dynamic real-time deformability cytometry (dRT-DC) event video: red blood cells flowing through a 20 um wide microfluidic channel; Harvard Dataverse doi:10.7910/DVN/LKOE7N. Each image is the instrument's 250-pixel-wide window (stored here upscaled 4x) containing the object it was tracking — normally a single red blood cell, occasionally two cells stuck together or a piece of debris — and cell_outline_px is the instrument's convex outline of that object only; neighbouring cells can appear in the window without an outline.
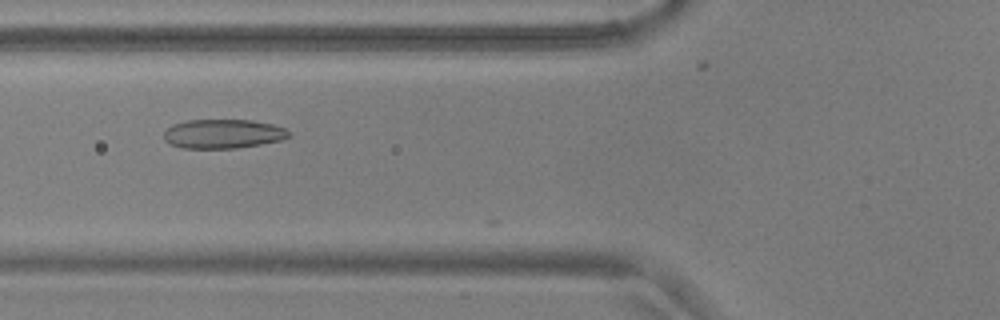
{"species": "common noctule bat (a hibernating species)", "species_latin": "Nyctalus noctula", "temperature_condition": "warm", "stored_images_in_passage": 55, "camera_frame_rate_fps": 3000, "um_per_image_px": 0.085, "animal": {"sex": "male", "body_mass_g": 17.9, "forearm_length_mm": 54.2}, "frame": {"image": 1, "passage_image": 21, "time_ms": 6.667, "image_size_px": [1000, 320], "cell_outline_px": [[288, 136], [280, 140], [260, 144], [236, 148], [180, 148], [164, 140], [164, 132], [172, 124], [188, 120], [252, 120], [272, 124], [284, 128], [288, 132]], "centroid_in_image_um": [18.91, 11.37], "position_along_channel_um": 106.9, "area_um2": 21.04}}
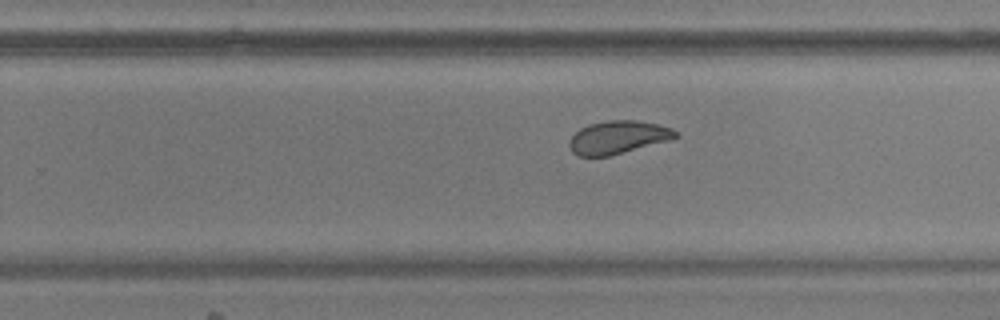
{"frame": {"image": 2, "passage_image": 35, "time_ms": 11.333, "image_size_px": [1000, 320], "cell_outline_px": [[680, 136], [672, 140], [608, 156], [580, 156], [572, 152], [568, 144], [568, 140], [580, 128], [588, 124], [608, 120], [636, 120], [656, 124], [672, 128]], "centroid_in_image_um": [52.53, 11.67], "position_along_channel_um": 277.3, "area_um2": 20.52}}
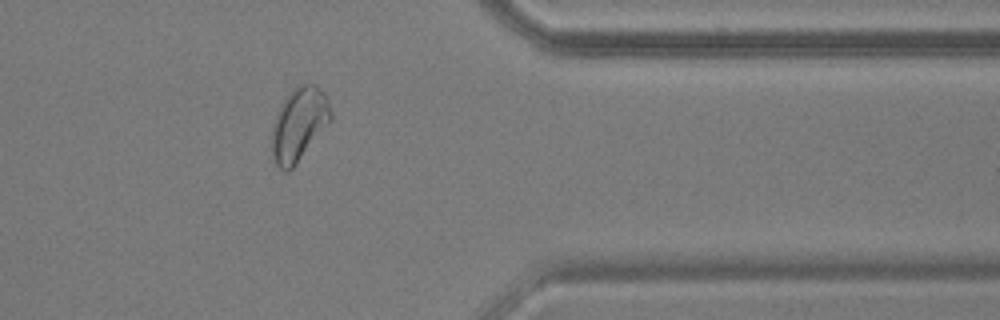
{"frame": {"image": 3, "passage_image": 45, "time_ms": 14.667, "image_size_px": [1000, 320], "cell_outline_px": [[332, 120], [296, 164], [288, 172], [284, 172], [276, 164], [272, 156], [272, 128], [276, 112], [280, 104], [288, 92], [296, 84], [304, 80], [316, 84], [324, 92], [328, 100], [332, 112]], "centroid_in_image_um": [25.42, 10.49], "position_along_channel_um": 386.0, "area_um2": 25.84}, "authors_computed_cell_mechanics": {"area_um2": 22.7154, "velocity_mm_per_s": 3.657, "shape_relaxation_time_tau1_ms": null, "shape_relaxation_time_tau2_ms": 1.0613, "deformation_change_tau1": null, "deformation_change_tau2": 0.0788}}